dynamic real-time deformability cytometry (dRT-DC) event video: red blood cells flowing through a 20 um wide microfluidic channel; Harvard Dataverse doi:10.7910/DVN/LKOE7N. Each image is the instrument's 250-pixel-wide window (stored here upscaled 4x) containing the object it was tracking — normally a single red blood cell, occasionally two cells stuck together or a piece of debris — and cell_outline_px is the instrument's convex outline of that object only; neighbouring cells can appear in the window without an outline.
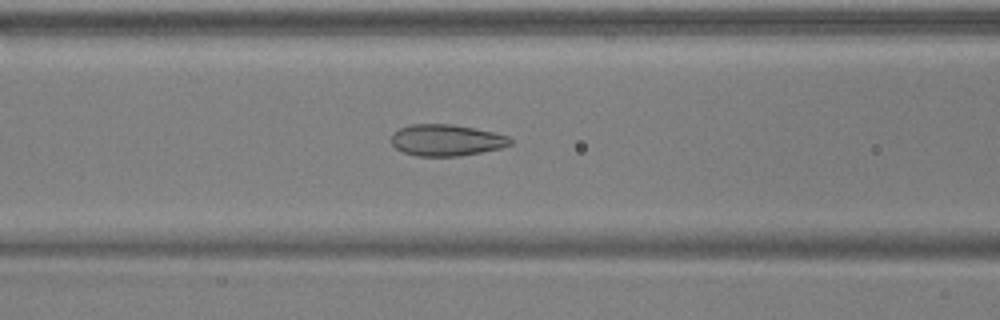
{"species": "common noctule bat (a hibernating species)", "species_latin": "Nyctalus noctula", "temperature_condition": "warm", "stored_images_in_passage": 54, "camera_frame_rate_fps": 3000, "um_per_image_px": 0.085, "animal": {"sex": "male", "body_mass_g": 17.9, "forearm_length_mm": 54.2}, "frame": {"image": 1, "passage_image": 22, "time_ms": 7.0, "image_size_px": [1000, 320], "cell_outline_px": [[512, 144], [500, 148], [460, 156], [416, 156], [404, 152], [396, 148], [392, 144], [392, 132], [400, 128], [412, 124], [452, 124], [476, 128], [508, 136], [512, 140]], "centroid_in_image_um": [37.93, 11.91], "position_along_channel_um": 128.7, "area_um2": 21.79}}
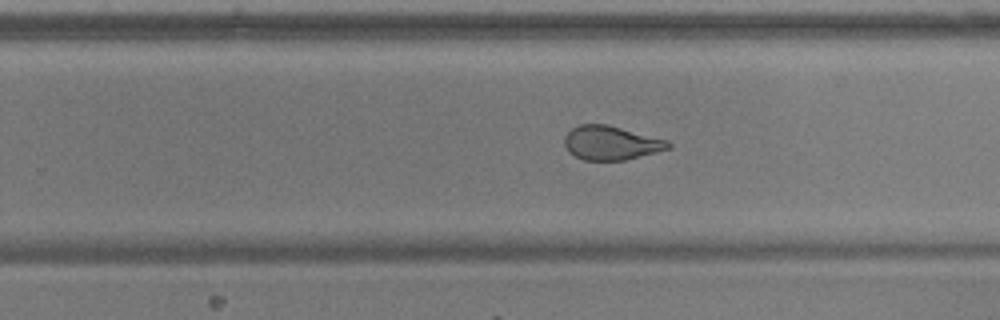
{"frame": {"image": 2, "passage_image": 34, "time_ms": 11.0, "image_size_px": [1000, 320], "cell_outline_px": [[672, 148], [624, 160], [584, 160], [568, 152], [564, 144], [564, 136], [572, 128], [580, 124], [608, 124], [668, 140], [672, 144]], "centroid_in_image_um": [51.94, 12.14], "position_along_channel_um": 277.9, "area_um2": 20.63}}
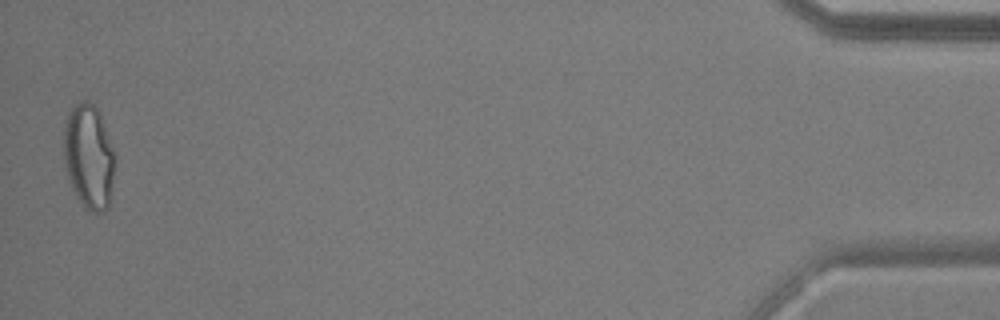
{"frame": {"image": 3, "passage_image": 53, "time_ms": 17.333, "image_size_px": [1000, 320], "cell_outline_px": [[112, 188], [108, 208], [104, 212], [92, 212], [84, 208], [76, 196], [72, 188], [64, 164], [64, 128], [68, 112], [72, 104], [80, 100], [88, 100], [96, 108], [100, 116], [112, 152]], "centroid_in_image_um": [7.49, 13.32], "position_along_channel_um": 427.7, "area_um2": 30.58}, "authors_computed_cell_mechanics": {"area_um2": 24.6806, "velocity_mm_per_s": 3.7316, "shape_relaxation_time_tau1_ms": null, "shape_relaxation_time_tau2_ms": 0.9688, "deformation_change_tau1": null, "deformation_change_tau2": 0.0731}}